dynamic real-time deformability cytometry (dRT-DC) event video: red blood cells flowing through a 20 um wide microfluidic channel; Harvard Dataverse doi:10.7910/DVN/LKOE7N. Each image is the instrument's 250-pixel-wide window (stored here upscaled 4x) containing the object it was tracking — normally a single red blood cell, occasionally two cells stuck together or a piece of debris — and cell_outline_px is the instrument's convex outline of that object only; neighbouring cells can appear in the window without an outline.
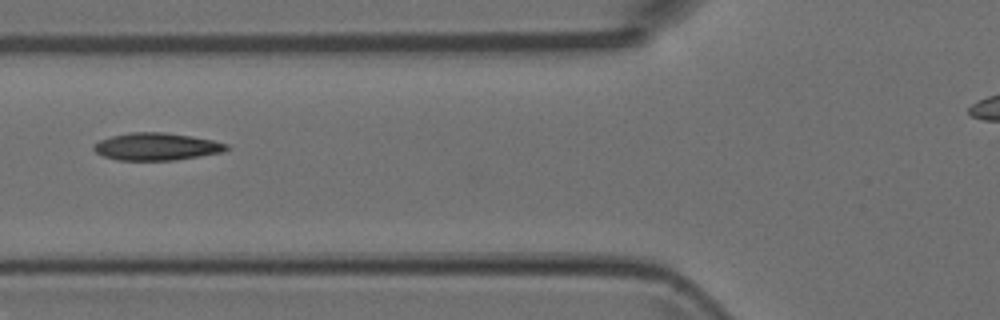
{"species": "Egyptian fruit bat (a non-hibernating species)", "species_latin": "Rousettus aegyptiacus", "temperature_condition": "room temperature", "stored_images_in_passage": 9, "camera_frame_rate_fps": 3000, "um_per_image_px": 0.085, "animal": {"sex": "female"}, "frame": {"image": 1, "passage_image": 8, "time_ms": 2.333, "image_size_px": [1000, 320], "cell_outline_px": [[232, 148], [224, 152], [176, 160], [116, 160], [104, 156], [96, 152], [92, 148], [100, 140], [112, 136], [132, 132], [164, 132], [192, 136], [212, 140], [228, 144]], "centroid_in_image_um": [13.36, 12.46], "position_along_channel_um": 112.4, "area_um2": 21.21}}
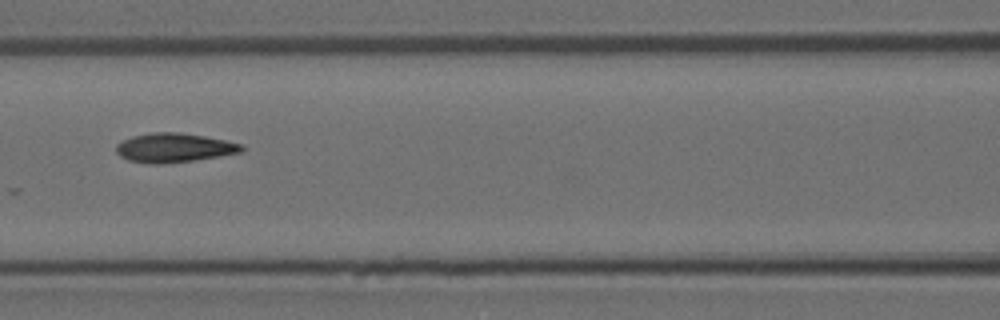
{"frame": {"image": 2, "passage_image": 9, "time_ms": 2.667, "image_size_px": [1000, 320], "cell_outline_px": [[244, 148], [240, 152], [196, 160], [160, 164], [148, 164], [128, 160], [120, 156], [116, 152], [116, 144], [132, 136], [152, 132], [176, 132], [204, 136], [224, 140], [240, 144]], "centroid_in_image_um": [14.74, 12.56], "position_along_channel_um": 151.9, "area_um2": 21.15}}